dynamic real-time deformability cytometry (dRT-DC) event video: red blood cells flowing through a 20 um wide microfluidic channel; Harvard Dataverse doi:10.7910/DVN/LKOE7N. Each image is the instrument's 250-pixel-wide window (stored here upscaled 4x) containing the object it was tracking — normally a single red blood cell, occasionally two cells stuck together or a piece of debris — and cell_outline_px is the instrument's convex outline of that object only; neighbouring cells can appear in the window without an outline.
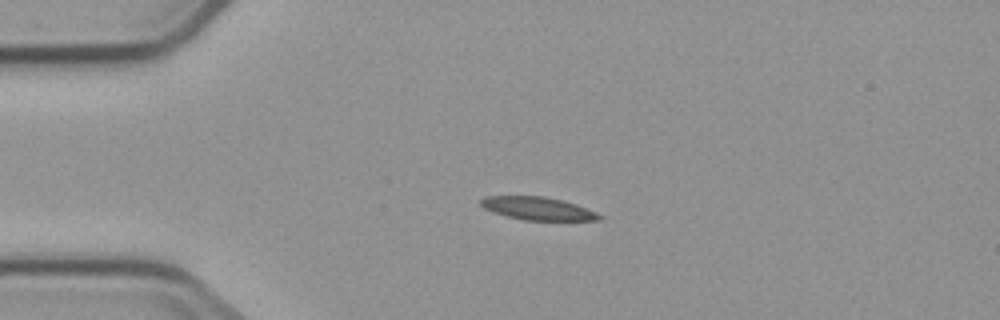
{"species": "common noctule bat (a hibernating species)", "species_latin": "Nyctalus noctula", "temperature_condition": "cold", "stored_images_in_passage": 4, "camera_frame_rate_fps": 3000, "um_per_image_px": 0.085, "animal": {"sex": "male", "body_mass_g": 23.1, "forearm_length_mm": 52.7}, "frame": {"image": 1, "passage_image": 2, "time_ms": 1.0, "image_size_px": [1000, 320], "cell_outline_px": [[604, 216], [600, 220], [524, 220], [492, 212], [484, 208], [480, 204], [480, 200], [488, 196], [544, 196], [576, 204], [596, 212]], "centroid_in_image_um": [45.72, 17.72], "position_along_channel_um": 39.3, "area_um2": 15.72}}
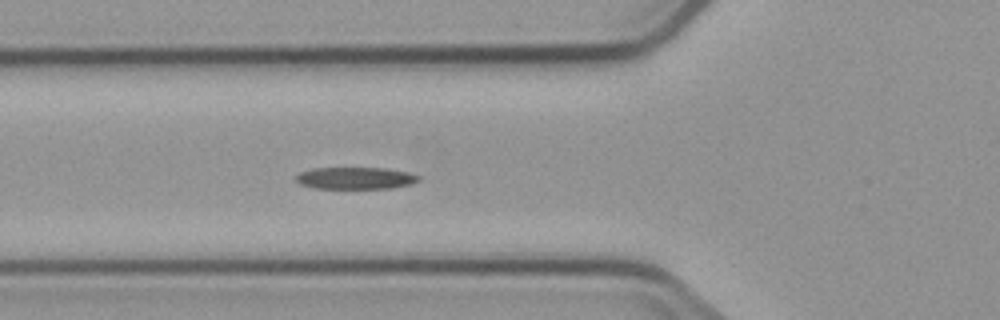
{"frame": {"image": 2, "passage_image": 4, "time_ms": 3.333, "image_size_px": [1000, 320], "cell_outline_px": [[420, 180], [412, 184], [392, 188], [312, 188], [300, 184], [296, 180], [296, 176], [300, 172], [312, 168], [384, 168], [408, 172], [420, 176]], "centroid_in_image_um": [30.22, 15.14], "position_along_channel_um": 95.6, "area_um2": 15.72}}